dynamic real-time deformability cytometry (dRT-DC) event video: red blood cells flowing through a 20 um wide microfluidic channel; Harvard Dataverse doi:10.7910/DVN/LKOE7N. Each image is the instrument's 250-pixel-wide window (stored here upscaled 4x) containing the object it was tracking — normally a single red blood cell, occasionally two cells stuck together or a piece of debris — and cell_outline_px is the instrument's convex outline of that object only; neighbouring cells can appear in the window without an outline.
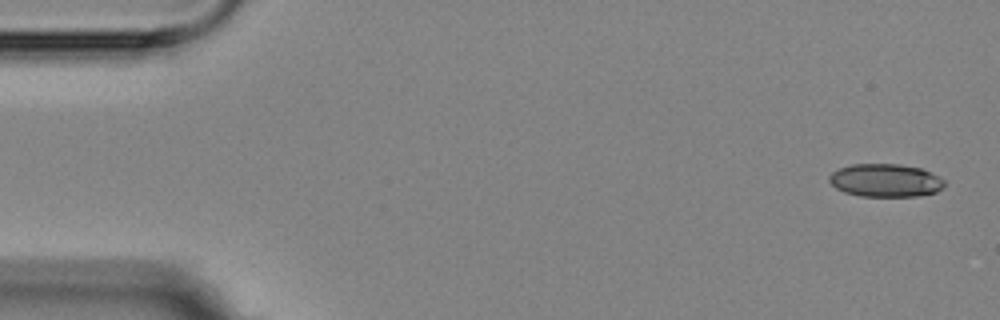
{"species": "Egyptian fruit bat (a non-hibernating species)", "species_latin": "Rousettus aegyptiacus", "temperature_condition": "room temperature", "stored_images_in_passage": 5, "camera_frame_rate_fps": 3000, "um_per_image_px": 0.085, "animal": {"sex": "female"}, "frame": {"image": 1, "passage_image": 1, "time_ms": 0.0, "image_size_px": [1000, 320], "cell_outline_px": [[944, 188], [936, 192], [920, 196], [860, 196], [844, 192], [836, 188], [828, 180], [828, 176], [832, 172], [840, 168], [852, 164], [900, 164], [920, 168], [944, 180]], "centroid_in_image_um": [75.24, 15.34], "position_along_channel_um": 9.8, "area_um2": 22.14}}
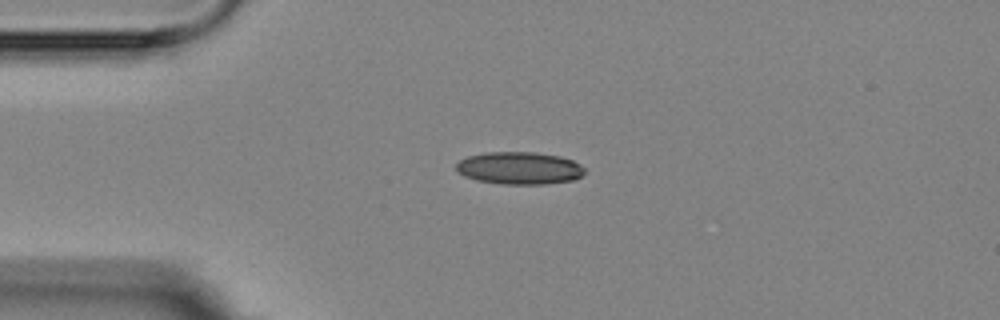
{"frame": {"image": 2, "passage_image": 4, "time_ms": 3.667, "image_size_px": [1000, 320], "cell_outline_px": [[584, 172], [580, 176], [572, 180], [544, 184], [500, 184], [476, 180], [464, 176], [456, 172], [456, 164], [460, 160], [468, 156], [488, 152], [536, 152], [560, 156], [572, 160], [580, 164], [584, 168]], "centroid_in_image_um": [44.12, 14.29], "position_along_channel_um": 40.9, "area_um2": 24.33}}